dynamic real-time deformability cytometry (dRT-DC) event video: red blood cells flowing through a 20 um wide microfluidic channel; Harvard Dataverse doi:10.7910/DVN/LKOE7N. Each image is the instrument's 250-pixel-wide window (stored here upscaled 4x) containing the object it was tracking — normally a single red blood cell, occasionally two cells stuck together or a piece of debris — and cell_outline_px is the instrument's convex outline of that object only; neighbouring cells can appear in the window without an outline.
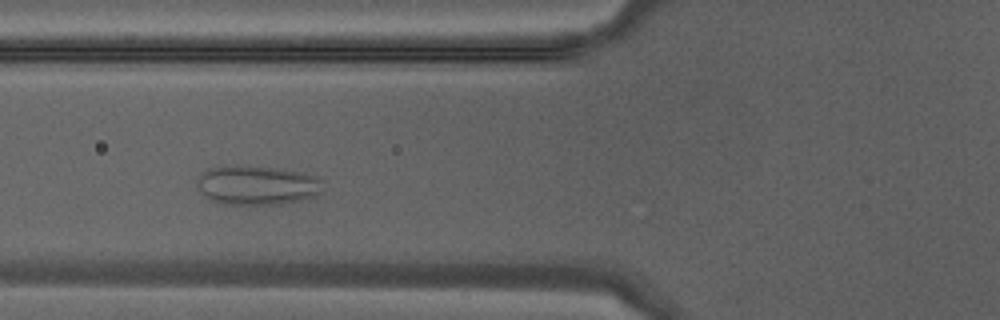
{"species": "Egyptian fruit bat (a non-hibernating species)", "species_latin": "Rousettus aegyptiacus", "temperature_condition": "warm", "stored_images_in_passage": 37, "camera_frame_rate_fps": 3000, "um_per_image_px": 0.085, "animal": {"sex": "male"}, "frame": {"image": 1, "passage_image": 11, "time_ms": 3.333, "image_size_px": [1000, 320], "cell_outline_px": [[324, 180], [320, 192], [316, 196], [284, 204], [228, 204], [212, 200], [200, 192], [196, 184], [196, 180], [208, 168], [276, 168], [304, 172], [316, 176]], "centroid_in_image_um": [21.92, 15.78], "position_along_channel_um": 103.9, "area_um2": 28.15}}
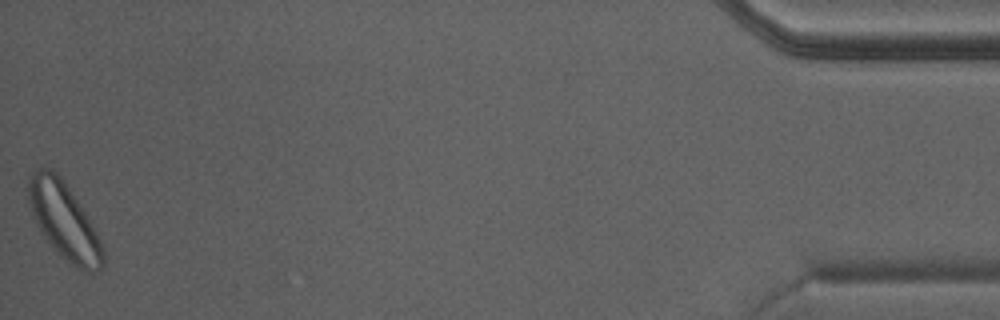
{"frame": {"image": 2, "passage_image": 37, "time_ms": 12.0, "image_size_px": [1000, 320], "cell_outline_px": [[104, 264], [100, 268], [92, 272], [88, 272], [76, 268], [60, 256], [44, 236], [32, 216], [28, 204], [28, 176], [40, 168], [48, 168], [56, 172], [60, 176], [84, 212], [100, 240], [104, 248]], "centroid_in_image_um": [5.42, 18.79], "position_along_channel_um": 429.8, "area_um2": 32.66}}